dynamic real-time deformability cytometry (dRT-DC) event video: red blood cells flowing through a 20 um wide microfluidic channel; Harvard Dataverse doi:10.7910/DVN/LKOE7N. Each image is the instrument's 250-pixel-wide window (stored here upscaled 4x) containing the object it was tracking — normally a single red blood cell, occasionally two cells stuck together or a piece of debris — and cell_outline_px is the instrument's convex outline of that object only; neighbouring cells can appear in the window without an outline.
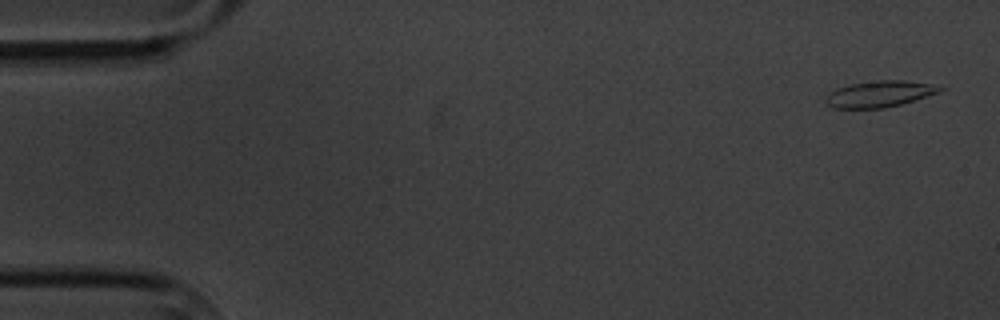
{"species": "common noctule bat (a hibernating species)", "species_latin": "Nyctalus noctula", "temperature_condition": "cold", "stored_images_in_passage": 5, "camera_frame_rate_fps": 3000, "um_per_image_px": 0.085, "animal": {"sex": "male", "body_mass_g": 20.1, "forearm_length_mm": 53.5}, "frame": {"image": 1, "passage_image": 1, "time_ms": 0.0, "image_size_px": [1000, 320], "cell_outline_px": [[944, 88], [940, 92], [900, 104], [884, 108], [832, 108], [824, 100], [828, 92], [836, 88], [852, 84], [880, 80], [904, 80], [928, 84]], "centroid_in_image_um": [74.7, 7.99], "position_along_channel_um": 10.3, "area_um2": 17.22}}